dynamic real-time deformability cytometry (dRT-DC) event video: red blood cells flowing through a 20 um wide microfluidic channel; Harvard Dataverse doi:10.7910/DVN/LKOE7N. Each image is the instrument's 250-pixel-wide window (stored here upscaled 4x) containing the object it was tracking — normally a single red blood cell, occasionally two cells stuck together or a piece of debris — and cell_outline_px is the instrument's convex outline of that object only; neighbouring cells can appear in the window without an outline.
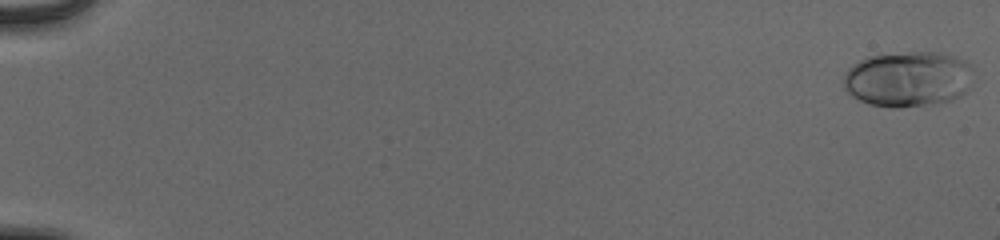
{"species": "human", "species_latin": "Homo sapiens", "temperature_condition": "cold", "stored_images_in_passage": 19, "camera_frame_rate_fps": 3000, "um_per_image_px": 0.085, "donor": {"sex": "male"}, "frame": {"image": 1, "passage_image": 1, "time_ms": 0.0, "image_size_px": [1000, 240], "cell_outline_px": [[972, 84], [960, 96], [952, 100], [900, 108], [892, 108], [868, 104], [852, 96], [844, 88], [844, 76], [848, 68], [852, 64], [868, 56], [912, 52], [940, 52], [956, 56], [968, 60], [972, 68]], "centroid_in_image_um": [77.21, 6.71], "position_along_channel_um": 7.8, "area_um2": 42.31}}